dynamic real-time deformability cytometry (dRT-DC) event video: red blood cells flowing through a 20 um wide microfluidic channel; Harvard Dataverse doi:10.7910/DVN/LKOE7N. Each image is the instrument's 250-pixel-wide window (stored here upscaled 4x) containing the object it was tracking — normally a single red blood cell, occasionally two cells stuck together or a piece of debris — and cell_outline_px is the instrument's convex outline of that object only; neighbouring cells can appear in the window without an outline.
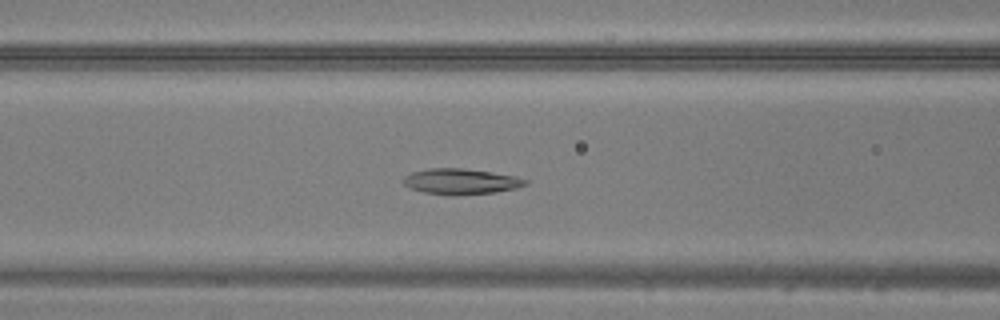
{"species": "common noctule bat (a hibernating species)", "species_latin": "Nyctalus noctula", "temperature_condition": "warm", "stored_images_in_passage": 45, "camera_frame_rate_fps": 3000, "um_per_image_px": 0.085, "animal": {"sex": "male", "body_mass_g": 20.5, "forearm_length_mm": 52.5}, "frame": {"image": 1, "passage_image": 17, "time_ms": 5.333, "image_size_px": [1000, 320], "cell_outline_px": [[528, 184], [516, 188], [496, 192], [452, 196], [424, 192], [408, 188], [400, 180], [404, 176], [412, 172], [428, 168], [464, 168], [516, 176], [528, 180]], "centroid_in_image_um": [39.14, 15.43], "position_along_channel_um": 127.5, "area_um2": 18.5}}
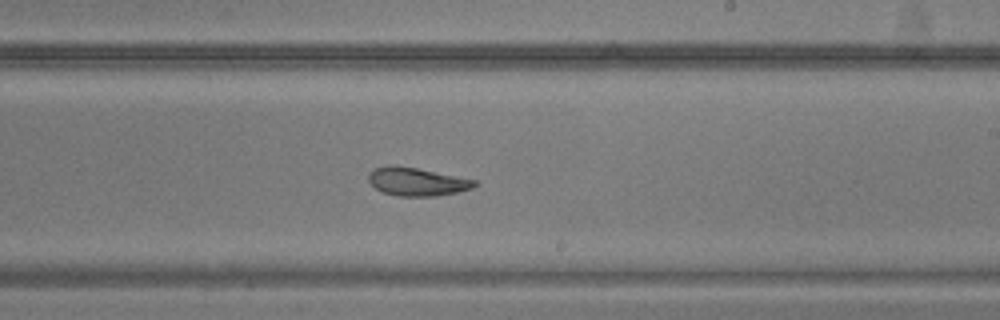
{"frame": {"image": 2, "passage_image": 26, "time_ms": 8.333, "image_size_px": [1000, 320], "cell_outline_px": [[480, 184], [472, 188], [456, 192], [436, 196], [396, 196], [384, 192], [376, 188], [368, 180], [368, 172], [376, 168], [388, 164], [392, 164], [416, 168], [476, 180]], "centroid_in_image_um": [35.42, 15.43], "position_along_channel_um": 253.6, "area_um2": 17.4}}
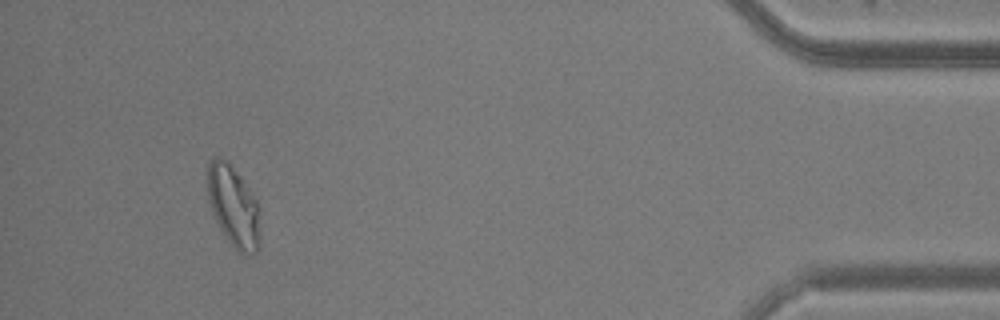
{"frame": {"image": 3, "passage_image": 42, "time_ms": 13.667, "image_size_px": [1000, 320], "cell_outline_px": [[260, 240], [256, 252], [240, 252], [228, 240], [220, 228], [212, 212], [208, 200], [208, 164], [216, 156], [220, 156], [228, 160], [240, 176], [256, 200], [260, 236]], "centroid_in_image_um": [19.82, 17.48], "position_along_channel_um": 415.4, "area_um2": 24.28}}